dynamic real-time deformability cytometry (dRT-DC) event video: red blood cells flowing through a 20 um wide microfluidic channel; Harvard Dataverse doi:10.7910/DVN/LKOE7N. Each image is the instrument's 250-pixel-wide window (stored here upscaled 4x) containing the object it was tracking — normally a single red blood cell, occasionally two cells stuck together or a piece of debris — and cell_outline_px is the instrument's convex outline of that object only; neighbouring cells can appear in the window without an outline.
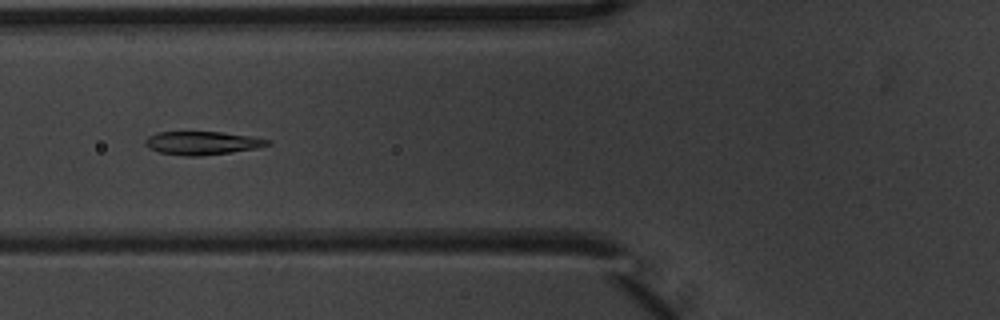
{"species": "common noctule bat (a hibernating species)", "species_latin": "Nyctalus noctula", "temperature_condition": "warm", "stored_images_in_passage": 10, "camera_frame_rate_fps": 3000, "um_per_image_px": 0.085, "animal": {"sex": "male", "body_mass_g": 20.1, "forearm_length_mm": 53.5}, "frame": {"image": 1, "passage_image": 6, "time_ms": 1.667, "image_size_px": [1000, 320], "cell_outline_px": [[272, 144], [256, 148], [232, 152], [200, 156], [184, 156], [160, 152], [148, 148], [144, 144], [144, 140], [148, 136], [156, 132], [220, 132], [252, 136], [272, 140]], "centroid_in_image_um": [17.19, 12.15], "position_along_channel_um": 108.6, "area_um2": 16.76}}
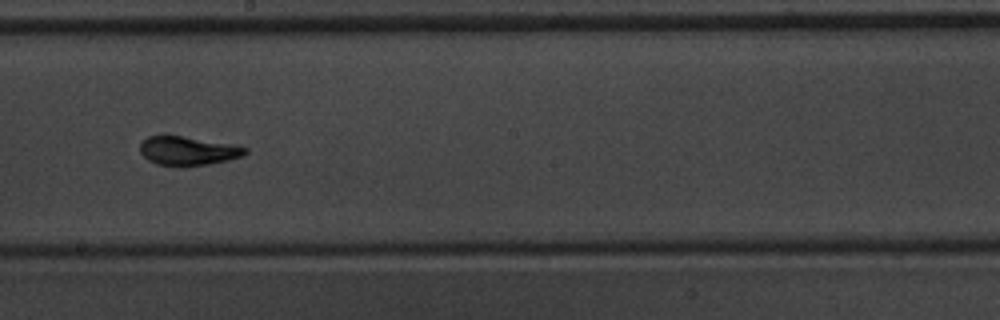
{"frame": {"image": 2, "passage_image": 9, "time_ms": 2.667, "image_size_px": [1000, 320], "cell_outline_px": [[248, 152], [244, 156], [228, 160], [208, 164], [156, 164], [148, 160], [140, 152], [140, 144], [148, 136], [180, 136], [236, 144], [248, 148]], "centroid_in_image_um": [16.04, 12.79], "position_along_channel_um": 232.2, "area_um2": 17.28}}
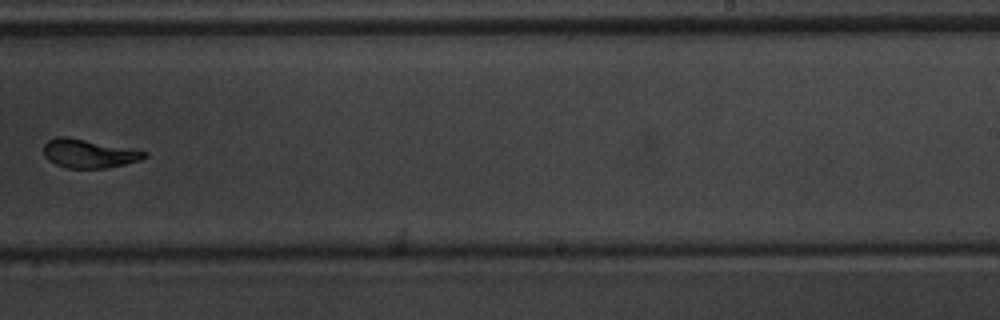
{"frame": {"image": 3, "passage_image": 10, "time_ms": 3.0, "image_size_px": [1000, 320], "cell_outline_px": [[148, 156], [140, 160], [124, 164], [104, 168], [68, 168], [56, 164], [48, 160], [44, 156], [44, 144], [48, 140], [56, 136], [68, 136], [148, 152]], "centroid_in_image_um": [7.52, 13.04], "position_along_channel_um": 281.5, "area_um2": 16.76}}